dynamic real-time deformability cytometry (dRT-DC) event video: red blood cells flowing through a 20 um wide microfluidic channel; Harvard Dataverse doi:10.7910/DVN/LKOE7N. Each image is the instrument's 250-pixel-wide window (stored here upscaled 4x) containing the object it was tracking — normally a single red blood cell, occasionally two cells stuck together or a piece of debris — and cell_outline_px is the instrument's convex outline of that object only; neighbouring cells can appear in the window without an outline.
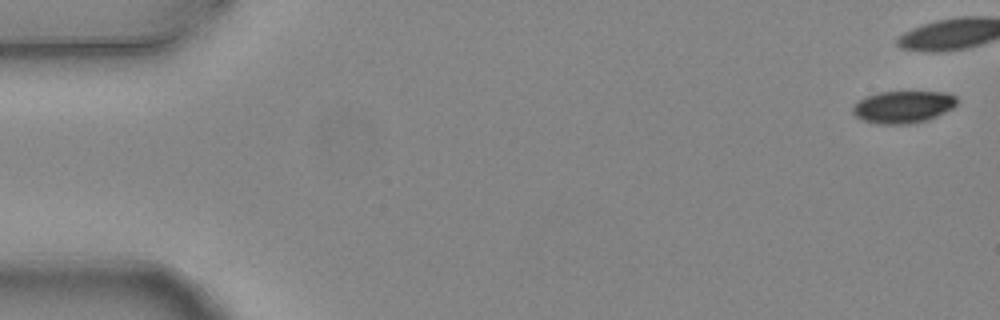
{"species": "common noctule bat (a hibernating species)", "species_latin": "Nyctalus noctula", "temperature_condition": "warm", "stored_images_in_passage": 6, "camera_frame_rate_fps": 3000, "um_per_image_px": 0.085, "animal": {"sex": "female", "body_mass_g": 24.6, "forearm_length_mm": 56.2}, "frame": {"image": 1, "passage_image": 1, "time_ms": 0.0, "image_size_px": [1000, 320], "cell_outline_px": [[956, 104], [952, 108], [928, 120], [908, 124], [880, 124], [864, 120], [856, 116], [852, 112], [852, 108], [864, 96], [880, 92], [944, 92], [956, 96]], "centroid_in_image_um": [76.76, 9.08], "position_along_channel_um": 8.2, "area_um2": 19.36}}